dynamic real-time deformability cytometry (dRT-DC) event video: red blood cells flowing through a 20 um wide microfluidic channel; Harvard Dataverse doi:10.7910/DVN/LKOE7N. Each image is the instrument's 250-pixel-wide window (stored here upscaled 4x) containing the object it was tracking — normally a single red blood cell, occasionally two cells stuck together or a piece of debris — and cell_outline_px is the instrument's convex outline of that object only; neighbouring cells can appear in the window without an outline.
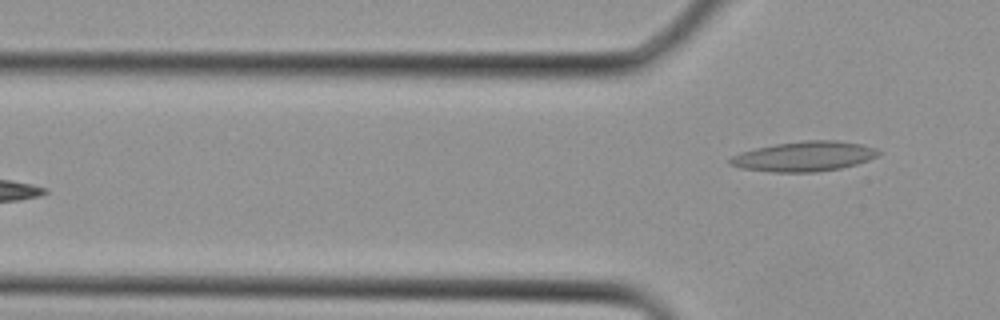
{"species": "Egyptian fruit bat (a non-hibernating species)", "species_latin": "Rousettus aegyptiacus", "temperature_condition": "cold", "stored_images_in_passage": 3, "camera_frame_rate_fps": 3000, "um_per_image_px": 0.085, "animal": {"sex": "female"}, "frame": {"image": 1, "passage_image": 3, "time_ms": 0.667, "image_size_px": [1000, 320], "cell_outline_px": [[880, 152], [876, 156], [868, 160], [856, 164], [840, 168], [816, 172], [772, 172], [740, 168], [728, 164], [728, 160], [732, 156], [740, 152], [756, 148], [776, 144], [804, 140], [836, 140], [860, 144], [876, 148]], "centroid_in_image_um": [68.32, 13.29], "position_along_channel_um": 57.5, "area_um2": 25.84}}